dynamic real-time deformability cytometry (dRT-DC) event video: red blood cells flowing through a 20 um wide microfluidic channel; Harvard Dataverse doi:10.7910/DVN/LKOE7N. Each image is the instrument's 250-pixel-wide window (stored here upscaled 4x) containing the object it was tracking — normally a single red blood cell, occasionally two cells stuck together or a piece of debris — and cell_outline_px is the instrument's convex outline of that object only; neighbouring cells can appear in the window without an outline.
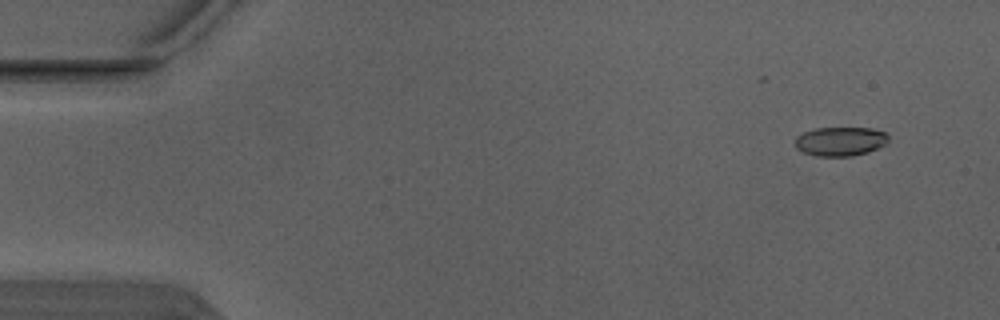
{"species": "Egyptian fruit bat (a non-hibernating species)", "species_latin": "Rousettus aegyptiacus", "temperature_condition": "warm", "stored_images_in_passage": 4, "segment_of_instrument_passage": [2, 2], "camera_frame_rate_fps": 3000, "um_per_image_px": 0.085, "animal": {"sex": "male"}, "frame": {"image": 1, "passage_image": 4, "time_ms": 1.0, "image_size_px": [1000, 320], "cell_outline_px": [[888, 140], [884, 144], [868, 152], [852, 156], [816, 156], [804, 152], [796, 148], [796, 136], [804, 132], [816, 128], [872, 128], [884, 132], [888, 136]], "centroid_in_image_um": [71.42, 12.01], "position_along_channel_um": 13.6, "area_um2": 15.66}}